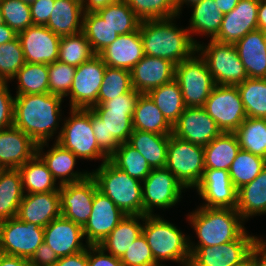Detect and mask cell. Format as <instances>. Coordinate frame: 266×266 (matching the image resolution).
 <instances>
[{"instance_id":"cell-1","label":"cell","mask_w":266,"mask_h":266,"mask_svg":"<svg viewBox=\"0 0 266 266\" xmlns=\"http://www.w3.org/2000/svg\"><path fill=\"white\" fill-rule=\"evenodd\" d=\"M141 93L132 89L112 100L92 106L91 124L100 149L110 157L133 131V114Z\"/></svg>"},{"instance_id":"cell-2","label":"cell","mask_w":266,"mask_h":266,"mask_svg":"<svg viewBox=\"0 0 266 266\" xmlns=\"http://www.w3.org/2000/svg\"><path fill=\"white\" fill-rule=\"evenodd\" d=\"M62 100L51 93L16 95L13 125L38 145L46 143L59 127Z\"/></svg>"},{"instance_id":"cell-3","label":"cell","mask_w":266,"mask_h":266,"mask_svg":"<svg viewBox=\"0 0 266 266\" xmlns=\"http://www.w3.org/2000/svg\"><path fill=\"white\" fill-rule=\"evenodd\" d=\"M175 17L141 21L139 30L145 55L169 60L176 66L197 52L199 42L188 29L172 22Z\"/></svg>"},{"instance_id":"cell-4","label":"cell","mask_w":266,"mask_h":266,"mask_svg":"<svg viewBox=\"0 0 266 266\" xmlns=\"http://www.w3.org/2000/svg\"><path fill=\"white\" fill-rule=\"evenodd\" d=\"M188 216L199 238L196 246H219L236 240L245 231L244 220L234 208L200 206Z\"/></svg>"},{"instance_id":"cell-5","label":"cell","mask_w":266,"mask_h":266,"mask_svg":"<svg viewBox=\"0 0 266 266\" xmlns=\"http://www.w3.org/2000/svg\"><path fill=\"white\" fill-rule=\"evenodd\" d=\"M142 233L152 251L155 262L175 261L188 266L190 262L189 238L174 224L164 220L159 215H144Z\"/></svg>"},{"instance_id":"cell-6","label":"cell","mask_w":266,"mask_h":266,"mask_svg":"<svg viewBox=\"0 0 266 266\" xmlns=\"http://www.w3.org/2000/svg\"><path fill=\"white\" fill-rule=\"evenodd\" d=\"M98 190L125 215H143L142 182L118 169L109 160L91 172Z\"/></svg>"},{"instance_id":"cell-7","label":"cell","mask_w":266,"mask_h":266,"mask_svg":"<svg viewBox=\"0 0 266 266\" xmlns=\"http://www.w3.org/2000/svg\"><path fill=\"white\" fill-rule=\"evenodd\" d=\"M71 116L64 119L56 142L63 148L70 150L77 158L100 159L102 163L109 157L100 149L91 124V109L71 108Z\"/></svg>"},{"instance_id":"cell-8","label":"cell","mask_w":266,"mask_h":266,"mask_svg":"<svg viewBox=\"0 0 266 266\" xmlns=\"http://www.w3.org/2000/svg\"><path fill=\"white\" fill-rule=\"evenodd\" d=\"M205 46L197 44V54L201 52L215 85H238L248 78L235 44L210 39Z\"/></svg>"},{"instance_id":"cell-9","label":"cell","mask_w":266,"mask_h":266,"mask_svg":"<svg viewBox=\"0 0 266 266\" xmlns=\"http://www.w3.org/2000/svg\"><path fill=\"white\" fill-rule=\"evenodd\" d=\"M186 188H194L200 182L204 166V147L170 135L165 166Z\"/></svg>"},{"instance_id":"cell-10","label":"cell","mask_w":266,"mask_h":266,"mask_svg":"<svg viewBox=\"0 0 266 266\" xmlns=\"http://www.w3.org/2000/svg\"><path fill=\"white\" fill-rule=\"evenodd\" d=\"M195 54L175 66L174 79L180 86L186 107H203L215 86L206 61Z\"/></svg>"},{"instance_id":"cell-11","label":"cell","mask_w":266,"mask_h":266,"mask_svg":"<svg viewBox=\"0 0 266 266\" xmlns=\"http://www.w3.org/2000/svg\"><path fill=\"white\" fill-rule=\"evenodd\" d=\"M203 108L222 132H235L247 118L237 85H215Z\"/></svg>"},{"instance_id":"cell-12","label":"cell","mask_w":266,"mask_h":266,"mask_svg":"<svg viewBox=\"0 0 266 266\" xmlns=\"http://www.w3.org/2000/svg\"><path fill=\"white\" fill-rule=\"evenodd\" d=\"M258 240L246 230L236 240L219 246H195L189 240L191 256L188 266H235L250 254Z\"/></svg>"},{"instance_id":"cell-13","label":"cell","mask_w":266,"mask_h":266,"mask_svg":"<svg viewBox=\"0 0 266 266\" xmlns=\"http://www.w3.org/2000/svg\"><path fill=\"white\" fill-rule=\"evenodd\" d=\"M44 242V227L17 217L0 222V253L30 260Z\"/></svg>"},{"instance_id":"cell-14","label":"cell","mask_w":266,"mask_h":266,"mask_svg":"<svg viewBox=\"0 0 266 266\" xmlns=\"http://www.w3.org/2000/svg\"><path fill=\"white\" fill-rule=\"evenodd\" d=\"M185 189L166 168H153L142 181L143 215H153V208H170L179 202Z\"/></svg>"},{"instance_id":"cell-15","label":"cell","mask_w":266,"mask_h":266,"mask_svg":"<svg viewBox=\"0 0 266 266\" xmlns=\"http://www.w3.org/2000/svg\"><path fill=\"white\" fill-rule=\"evenodd\" d=\"M106 65L96 54L76 67L70 88V108H91L98 104V94L103 82Z\"/></svg>"},{"instance_id":"cell-16","label":"cell","mask_w":266,"mask_h":266,"mask_svg":"<svg viewBox=\"0 0 266 266\" xmlns=\"http://www.w3.org/2000/svg\"><path fill=\"white\" fill-rule=\"evenodd\" d=\"M97 190L96 181L91 175L79 182L60 185L62 216L83 227L91 214Z\"/></svg>"},{"instance_id":"cell-17","label":"cell","mask_w":266,"mask_h":266,"mask_svg":"<svg viewBox=\"0 0 266 266\" xmlns=\"http://www.w3.org/2000/svg\"><path fill=\"white\" fill-rule=\"evenodd\" d=\"M221 133L222 131L203 107H186L173 125L172 131L175 137L203 147Z\"/></svg>"},{"instance_id":"cell-18","label":"cell","mask_w":266,"mask_h":266,"mask_svg":"<svg viewBox=\"0 0 266 266\" xmlns=\"http://www.w3.org/2000/svg\"><path fill=\"white\" fill-rule=\"evenodd\" d=\"M125 214L101 191L94 195L91 214L82 227L87 245H99L119 224Z\"/></svg>"},{"instance_id":"cell-19","label":"cell","mask_w":266,"mask_h":266,"mask_svg":"<svg viewBox=\"0 0 266 266\" xmlns=\"http://www.w3.org/2000/svg\"><path fill=\"white\" fill-rule=\"evenodd\" d=\"M26 63L51 64L58 60L61 37L48 27L32 25L17 34Z\"/></svg>"},{"instance_id":"cell-20","label":"cell","mask_w":266,"mask_h":266,"mask_svg":"<svg viewBox=\"0 0 266 266\" xmlns=\"http://www.w3.org/2000/svg\"><path fill=\"white\" fill-rule=\"evenodd\" d=\"M208 208L237 207L238 190L232 184L228 170L205 169L195 187Z\"/></svg>"},{"instance_id":"cell-21","label":"cell","mask_w":266,"mask_h":266,"mask_svg":"<svg viewBox=\"0 0 266 266\" xmlns=\"http://www.w3.org/2000/svg\"><path fill=\"white\" fill-rule=\"evenodd\" d=\"M259 2L260 0H240L233 10L223 14L221 28L213 40L235 44L250 31L258 29Z\"/></svg>"},{"instance_id":"cell-22","label":"cell","mask_w":266,"mask_h":266,"mask_svg":"<svg viewBox=\"0 0 266 266\" xmlns=\"http://www.w3.org/2000/svg\"><path fill=\"white\" fill-rule=\"evenodd\" d=\"M83 237L82 226L62 215L44 227V242L56 252L59 258L85 250L88 245L81 242Z\"/></svg>"},{"instance_id":"cell-23","label":"cell","mask_w":266,"mask_h":266,"mask_svg":"<svg viewBox=\"0 0 266 266\" xmlns=\"http://www.w3.org/2000/svg\"><path fill=\"white\" fill-rule=\"evenodd\" d=\"M175 65L166 59L145 55L131 70L132 88L146 94L174 79Z\"/></svg>"},{"instance_id":"cell-24","label":"cell","mask_w":266,"mask_h":266,"mask_svg":"<svg viewBox=\"0 0 266 266\" xmlns=\"http://www.w3.org/2000/svg\"><path fill=\"white\" fill-rule=\"evenodd\" d=\"M38 144L14 125L0 130V163L18 169L37 154Z\"/></svg>"},{"instance_id":"cell-25","label":"cell","mask_w":266,"mask_h":266,"mask_svg":"<svg viewBox=\"0 0 266 266\" xmlns=\"http://www.w3.org/2000/svg\"><path fill=\"white\" fill-rule=\"evenodd\" d=\"M62 215L59 192L24 194L19 205L17 218L46 227Z\"/></svg>"},{"instance_id":"cell-26","label":"cell","mask_w":266,"mask_h":266,"mask_svg":"<svg viewBox=\"0 0 266 266\" xmlns=\"http://www.w3.org/2000/svg\"><path fill=\"white\" fill-rule=\"evenodd\" d=\"M106 66L131 71L145 56L140 30L126 35H119L117 39L98 54Z\"/></svg>"},{"instance_id":"cell-27","label":"cell","mask_w":266,"mask_h":266,"mask_svg":"<svg viewBox=\"0 0 266 266\" xmlns=\"http://www.w3.org/2000/svg\"><path fill=\"white\" fill-rule=\"evenodd\" d=\"M46 143L37 146V155L46 164L49 171L55 180L58 178L59 186L67 183H75L86 179L90 172H74L76 159H78L70 150L63 148L59 143L55 142L52 148L46 153H43V147ZM42 152V153H41Z\"/></svg>"},{"instance_id":"cell-28","label":"cell","mask_w":266,"mask_h":266,"mask_svg":"<svg viewBox=\"0 0 266 266\" xmlns=\"http://www.w3.org/2000/svg\"><path fill=\"white\" fill-rule=\"evenodd\" d=\"M239 58L249 78H266V33L250 31L235 43Z\"/></svg>"},{"instance_id":"cell-29","label":"cell","mask_w":266,"mask_h":266,"mask_svg":"<svg viewBox=\"0 0 266 266\" xmlns=\"http://www.w3.org/2000/svg\"><path fill=\"white\" fill-rule=\"evenodd\" d=\"M53 7L46 25L53 33L63 37L82 31V0H55Z\"/></svg>"},{"instance_id":"cell-30","label":"cell","mask_w":266,"mask_h":266,"mask_svg":"<svg viewBox=\"0 0 266 266\" xmlns=\"http://www.w3.org/2000/svg\"><path fill=\"white\" fill-rule=\"evenodd\" d=\"M132 120L133 130L161 135H171L173 131V126L147 93L139 95Z\"/></svg>"},{"instance_id":"cell-31","label":"cell","mask_w":266,"mask_h":266,"mask_svg":"<svg viewBox=\"0 0 266 266\" xmlns=\"http://www.w3.org/2000/svg\"><path fill=\"white\" fill-rule=\"evenodd\" d=\"M140 219L143 220L144 215H125L99 246L120 259L132 242L142 234Z\"/></svg>"},{"instance_id":"cell-32","label":"cell","mask_w":266,"mask_h":266,"mask_svg":"<svg viewBox=\"0 0 266 266\" xmlns=\"http://www.w3.org/2000/svg\"><path fill=\"white\" fill-rule=\"evenodd\" d=\"M170 135L133 130L128 143L146 159L150 167L163 168L167 162Z\"/></svg>"},{"instance_id":"cell-33","label":"cell","mask_w":266,"mask_h":266,"mask_svg":"<svg viewBox=\"0 0 266 266\" xmlns=\"http://www.w3.org/2000/svg\"><path fill=\"white\" fill-rule=\"evenodd\" d=\"M236 210L243 220L266 213V166L253 181L238 189Z\"/></svg>"},{"instance_id":"cell-34","label":"cell","mask_w":266,"mask_h":266,"mask_svg":"<svg viewBox=\"0 0 266 266\" xmlns=\"http://www.w3.org/2000/svg\"><path fill=\"white\" fill-rule=\"evenodd\" d=\"M240 150L234 132H222L208 145L204 146L205 169L229 170Z\"/></svg>"},{"instance_id":"cell-35","label":"cell","mask_w":266,"mask_h":266,"mask_svg":"<svg viewBox=\"0 0 266 266\" xmlns=\"http://www.w3.org/2000/svg\"><path fill=\"white\" fill-rule=\"evenodd\" d=\"M24 194L59 192L56 180L43 160L36 154L18 168ZM56 186V187H55Z\"/></svg>"},{"instance_id":"cell-36","label":"cell","mask_w":266,"mask_h":266,"mask_svg":"<svg viewBox=\"0 0 266 266\" xmlns=\"http://www.w3.org/2000/svg\"><path fill=\"white\" fill-rule=\"evenodd\" d=\"M24 197L18 169H5L0 175V222L17 216Z\"/></svg>"},{"instance_id":"cell-37","label":"cell","mask_w":266,"mask_h":266,"mask_svg":"<svg viewBox=\"0 0 266 266\" xmlns=\"http://www.w3.org/2000/svg\"><path fill=\"white\" fill-rule=\"evenodd\" d=\"M147 94L172 126L186 108L180 86L175 79L160 87L153 88Z\"/></svg>"},{"instance_id":"cell-38","label":"cell","mask_w":266,"mask_h":266,"mask_svg":"<svg viewBox=\"0 0 266 266\" xmlns=\"http://www.w3.org/2000/svg\"><path fill=\"white\" fill-rule=\"evenodd\" d=\"M214 0H202L191 7L193 8L190 18L189 33H201L210 35L213 40L221 28L223 14L218 10Z\"/></svg>"},{"instance_id":"cell-39","label":"cell","mask_w":266,"mask_h":266,"mask_svg":"<svg viewBox=\"0 0 266 266\" xmlns=\"http://www.w3.org/2000/svg\"><path fill=\"white\" fill-rule=\"evenodd\" d=\"M234 133L240 149L266 159V118L247 117Z\"/></svg>"},{"instance_id":"cell-40","label":"cell","mask_w":266,"mask_h":266,"mask_svg":"<svg viewBox=\"0 0 266 266\" xmlns=\"http://www.w3.org/2000/svg\"><path fill=\"white\" fill-rule=\"evenodd\" d=\"M96 12L118 35L132 33L140 27L141 20L125 0L107 5Z\"/></svg>"},{"instance_id":"cell-41","label":"cell","mask_w":266,"mask_h":266,"mask_svg":"<svg viewBox=\"0 0 266 266\" xmlns=\"http://www.w3.org/2000/svg\"><path fill=\"white\" fill-rule=\"evenodd\" d=\"M109 161L130 177L141 182L152 170L146 159L128 142L121 143L117 150L109 157Z\"/></svg>"},{"instance_id":"cell-42","label":"cell","mask_w":266,"mask_h":266,"mask_svg":"<svg viewBox=\"0 0 266 266\" xmlns=\"http://www.w3.org/2000/svg\"><path fill=\"white\" fill-rule=\"evenodd\" d=\"M247 117L266 118V78H247L237 85Z\"/></svg>"},{"instance_id":"cell-43","label":"cell","mask_w":266,"mask_h":266,"mask_svg":"<svg viewBox=\"0 0 266 266\" xmlns=\"http://www.w3.org/2000/svg\"><path fill=\"white\" fill-rule=\"evenodd\" d=\"M13 79L19 84L16 95L49 93L48 64L25 63Z\"/></svg>"},{"instance_id":"cell-44","label":"cell","mask_w":266,"mask_h":266,"mask_svg":"<svg viewBox=\"0 0 266 266\" xmlns=\"http://www.w3.org/2000/svg\"><path fill=\"white\" fill-rule=\"evenodd\" d=\"M266 166V159L240 149L229 168L232 184L238 190L253 181Z\"/></svg>"},{"instance_id":"cell-45","label":"cell","mask_w":266,"mask_h":266,"mask_svg":"<svg viewBox=\"0 0 266 266\" xmlns=\"http://www.w3.org/2000/svg\"><path fill=\"white\" fill-rule=\"evenodd\" d=\"M82 32L95 54H99L119 36L97 12H84Z\"/></svg>"},{"instance_id":"cell-46","label":"cell","mask_w":266,"mask_h":266,"mask_svg":"<svg viewBox=\"0 0 266 266\" xmlns=\"http://www.w3.org/2000/svg\"><path fill=\"white\" fill-rule=\"evenodd\" d=\"M96 55L85 34L80 33L61 37L58 60L78 67Z\"/></svg>"},{"instance_id":"cell-47","label":"cell","mask_w":266,"mask_h":266,"mask_svg":"<svg viewBox=\"0 0 266 266\" xmlns=\"http://www.w3.org/2000/svg\"><path fill=\"white\" fill-rule=\"evenodd\" d=\"M132 89L131 71L107 66L98 94V104L126 94Z\"/></svg>"},{"instance_id":"cell-48","label":"cell","mask_w":266,"mask_h":266,"mask_svg":"<svg viewBox=\"0 0 266 266\" xmlns=\"http://www.w3.org/2000/svg\"><path fill=\"white\" fill-rule=\"evenodd\" d=\"M141 20H154L179 16L175 0H125Z\"/></svg>"},{"instance_id":"cell-49","label":"cell","mask_w":266,"mask_h":266,"mask_svg":"<svg viewBox=\"0 0 266 266\" xmlns=\"http://www.w3.org/2000/svg\"><path fill=\"white\" fill-rule=\"evenodd\" d=\"M0 19L16 34L34 25L31 19L30 5L21 0H0Z\"/></svg>"},{"instance_id":"cell-50","label":"cell","mask_w":266,"mask_h":266,"mask_svg":"<svg viewBox=\"0 0 266 266\" xmlns=\"http://www.w3.org/2000/svg\"><path fill=\"white\" fill-rule=\"evenodd\" d=\"M25 63L18 37L0 45V81H11Z\"/></svg>"},{"instance_id":"cell-51","label":"cell","mask_w":266,"mask_h":266,"mask_svg":"<svg viewBox=\"0 0 266 266\" xmlns=\"http://www.w3.org/2000/svg\"><path fill=\"white\" fill-rule=\"evenodd\" d=\"M75 71V66L68 65L59 60L48 64L49 93L56 94L61 97L68 96Z\"/></svg>"},{"instance_id":"cell-52","label":"cell","mask_w":266,"mask_h":266,"mask_svg":"<svg viewBox=\"0 0 266 266\" xmlns=\"http://www.w3.org/2000/svg\"><path fill=\"white\" fill-rule=\"evenodd\" d=\"M120 261L122 266H159L143 233L132 242Z\"/></svg>"},{"instance_id":"cell-53","label":"cell","mask_w":266,"mask_h":266,"mask_svg":"<svg viewBox=\"0 0 266 266\" xmlns=\"http://www.w3.org/2000/svg\"><path fill=\"white\" fill-rule=\"evenodd\" d=\"M8 82L0 81V130L13 126L14 99Z\"/></svg>"},{"instance_id":"cell-54","label":"cell","mask_w":266,"mask_h":266,"mask_svg":"<svg viewBox=\"0 0 266 266\" xmlns=\"http://www.w3.org/2000/svg\"><path fill=\"white\" fill-rule=\"evenodd\" d=\"M105 252L99 245H88V266H122L119 258Z\"/></svg>"},{"instance_id":"cell-55","label":"cell","mask_w":266,"mask_h":266,"mask_svg":"<svg viewBox=\"0 0 266 266\" xmlns=\"http://www.w3.org/2000/svg\"><path fill=\"white\" fill-rule=\"evenodd\" d=\"M55 0H36L30 5L34 25L46 26L53 11Z\"/></svg>"},{"instance_id":"cell-56","label":"cell","mask_w":266,"mask_h":266,"mask_svg":"<svg viewBox=\"0 0 266 266\" xmlns=\"http://www.w3.org/2000/svg\"><path fill=\"white\" fill-rule=\"evenodd\" d=\"M59 260L58 255L51 247L43 242L30 258V266H53Z\"/></svg>"},{"instance_id":"cell-57","label":"cell","mask_w":266,"mask_h":266,"mask_svg":"<svg viewBox=\"0 0 266 266\" xmlns=\"http://www.w3.org/2000/svg\"><path fill=\"white\" fill-rule=\"evenodd\" d=\"M53 266H88V247L76 254L59 258Z\"/></svg>"},{"instance_id":"cell-58","label":"cell","mask_w":266,"mask_h":266,"mask_svg":"<svg viewBox=\"0 0 266 266\" xmlns=\"http://www.w3.org/2000/svg\"><path fill=\"white\" fill-rule=\"evenodd\" d=\"M261 238L254 244V266H266V240Z\"/></svg>"},{"instance_id":"cell-59","label":"cell","mask_w":266,"mask_h":266,"mask_svg":"<svg viewBox=\"0 0 266 266\" xmlns=\"http://www.w3.org/2000/svg\"><path fill=\"white\" fill-rule=\"evenodd\" d=\"M121 0H82L84 12H96L98 9L106 7L107 5L119 2Z\"/></svg>"},{"instance_id":"cell-60","label":"cell","mask_w":266,"mask_h":266,"mask_svg":"<svg viewBox=\"0 0 266 266\" xmlns=\"http://www.w3.org/2000/svg\"><path fill=\"white\" fill-rule=\"evenodd\" d=\"M0 266H30L28 259L0 253Z\"/></svg>"},{"instance_id":"cell-61","label":"cell","mask_w":266,"mask_h":266,"mask_svg":"<svg viewBox=\"0 0 266 266\" xmlns=\"http://www.w3.org/2000/svg\"><path fill=\"white\" fill-rule=\"evenodd\" d=\"M17 37L16 32L7 24L0 22V45L14 40Z\"/></svg>"},{"instance_id":"cell-62","label":"cell","mask_w":266,"mask_h":266,"mask_svg":"<svg viewBox=\"0 0 266 266\" xmlns=\"http://www.w3.org/2000/svg\"><path fill=\"white\" fill-rule=\"evenodd\" d=\"M258 29L266 33V0H260L257 15Z\"/></svg>"},{"instance_id":"cell-63","label":"cell","mask_w":266,"mask_h":266,"mask_svg":"<svg viewBox=\"0 0 266 266\" xmlns=\"http://www.w3.org/2000/svg\"><path fill=\"white\" fill-rule=\"evenodd\" d=\"M214 1L217 3L216 5L218 6V10H220L222 14H226L231 10H233L240 0H214Z\"/></svg>"},{"instance_id":"cell-64","label":"cell","mask_w":266,"mask_h":266,"mask_svg":"<svg viewBox=\"0 0 266 266\" xmlns=\"http://www.w3.org/2000/svg\"><path fill=\"white\" fill-rule=\"evenodd\" d=\"M235 266H254V246L252 247L250 254Z\"/></svg>"},{"instance_id":"cell-65","label":"cell","mask_w":266,"mask_h":266,"mask_svg":"<svg viewBox=\"0 0 266 266\" xmlns=\"http://www.w3.org/2000/svg\"><path fill=\"white\" fill-rule=\"evenodd\" d=\"M202 0H175L176 8H177V13L180 15L181 8L183 7V4L185 3L186 5H194Z\"/></svg>"},{"instance_id":"cell-66","label":"cell","mask_w":266,"mask_h":266,"mask_svg":"<svg viewBox=\"0 0 266 266\" xmlns=\"http://www.w3.org/2000/svg\"><path fill=\"white\" fill-rule=\"evenodd\" d=\"M22 2L31 5L33 2H35L36 0H21Z\"/></svg>"},{"instance_id":"cell-67","label":"cell","mask_w":266,"mask_h":266,"mask_svg":"<svg viewBox=\"0 0 266 266\" xmlns=\"http://www.w3.org/2000/svg\"><path fill=\"white\" fill-rule=\"evenodd\" d=\"M5 170V168L3 167V165L0 163V175L2 174V172Z\"/></svg>"}]
</instances>
